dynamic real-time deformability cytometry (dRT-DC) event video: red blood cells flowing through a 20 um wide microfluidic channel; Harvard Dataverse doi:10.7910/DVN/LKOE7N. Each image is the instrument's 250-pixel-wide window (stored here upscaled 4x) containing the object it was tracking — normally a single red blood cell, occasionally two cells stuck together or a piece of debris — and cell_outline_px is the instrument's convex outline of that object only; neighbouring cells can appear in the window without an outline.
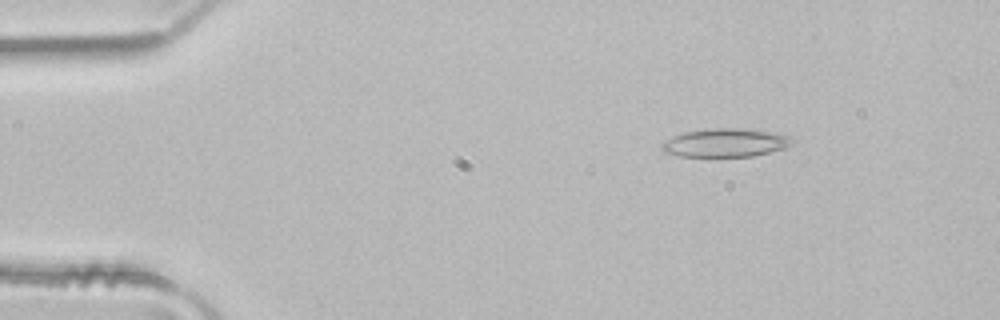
{"species": "common noctule bat (a hibernating species)", "species_latin": "Nyctalus noctula", "temperature_condition": "room temperature", "stored_images_in_passage": 4, "camera_frame_rate_fps": 3000, "um_per_image_px": 0.085, "animal": {"sex": "male", "body_mass_g": 21.5, "forearm_length_mm": 52.0}, "frame": {"image": 1, "passage_image": 1, "time_ms": 0.0, "image_size_px": [1000, 320], "cell_outline_px": [[796, 140], [792, 144], [784, 148], [752, 156], [680, 156], [664, 152], [660, 148], [660, 144], [664, 140], [684, 132], [712, 128], [736, 128], [768, 132], [788, 136]], "centroid_in_image_um": [61.61, 12.13], "position_along_channel_um": 23.4, "area_um2": 21.33}}
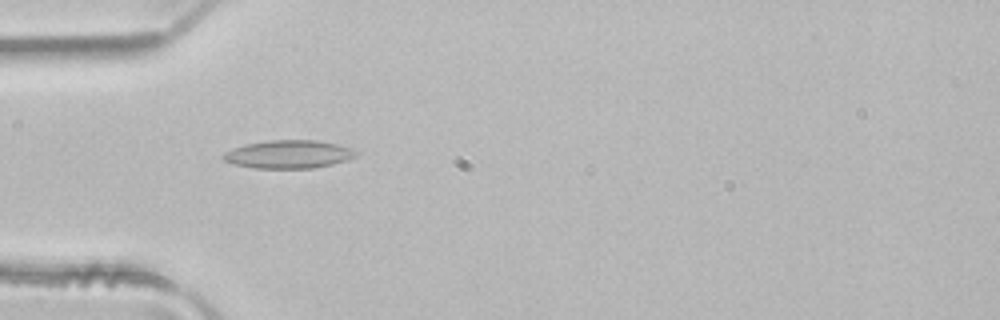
{"frame": {"image": 2, "passage_image": 3, "time_ms": 0.667, "image_size_px": [1000, 320], "cell_outline_px": [[360, 152], [356, 156], [348, 160], [332, 164], [312, 168], [256, 168], [232, 164], [224, 160], [220, 156], [224, 152], [232, 148], [244, 144], [272, 140], [316, 140], [336, 144]], "centroid_in_image_um": [24.5, 13.11], "position_along_channel_um": 60.5, "area_um2": 21.79}}
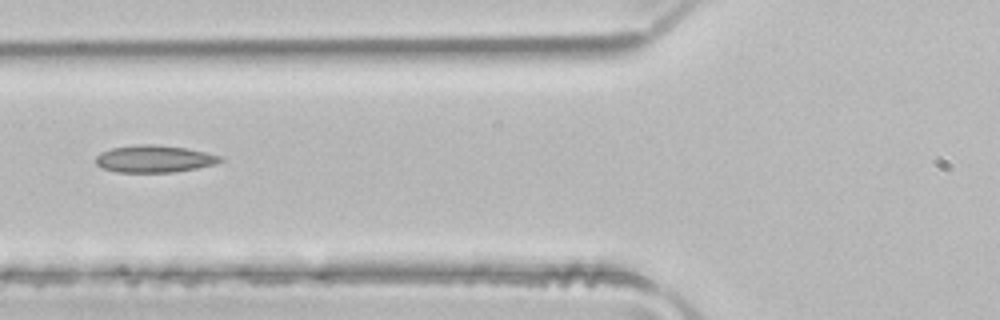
{"frame": {"image": 3, "passage_image": 4, "time_ms": 1.0, "image_size_px": [1000, 320], "cell_outline_px": [[224, 160], [216, 164], [196, 168], [172, 172], [116, 172], [100, 168], [96, 164], [96, 156], [100, 152], [112, 148], [140, 144], [156, 144], [188, 148], [224, 156]], "centroid_in_image_um": [13.13, 13.5], "position_along_channel_um": 112.7, "area_um2": 19.94}}